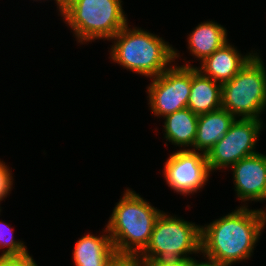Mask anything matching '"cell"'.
<instances>
[{
  "mask_svg": "<svg viewBox=\"0 0 266 266\" xmlns=\"http://www.w3.org/2000/svg\"><path fill=\"white\" fill-rule=\"evenodd\" d=\"M124 190L105 226L117 255L137 257L149 244L155 221L163 210L135 190Z\"/></svg>",
  "mask_w": 266,
  "mask_h": 266,
  "instance_id": "obj_3",
  "label": "cell"
},
{
  "mask_svg": "<svg viewBox=\"0 0 266 266\" xmlns=\"http://www.w3.org/2000/svg\"><path fill=\"white\" fill-rule=\"evenodd\" d=\"M162 171L168 187L182 196L200 192L212 173L206 154L191 149L173 151Z\"/></svg>",
  "mask_w": 266,
  "mask_h": 266,
  "instance_id": "obj_9",
  "label": "cell"
},
{
  "mask_svg": "<svg viewBox=\"0 0 266 266\" xmlns=\"http://www.w3.org/2000/svg\"><path fill=\"white\" fill-rule=\"evenodd\" d=\"M205 261H198L196 258H192V266H222L214 261L204 258Z\"/></svg>",
  "mask_w": 266,
  "mask_h": 266,
  "instance_id": "obj_22",
  "label": "cell"
},
{
  "mask_svg": "<svg viewBox=\"0 0 266 266\" xmlns=\"http://www.w3.org/2000/svg\"><path fill=\"white\" fill-rule=\"evenodd\" d=\"M230 168L235 196L241 204L244 202L241 207H248V201L261 202L266 190V154L259 152L243 158Z\"/></svg>",
  "mask_w": 266,
  "mask_h": 266,
  "instance_id": "obj_10",
  "label": "cell"
},
{
  "mask_svg": "<svg viewBox=\"0 0 266 266\" xmlns=\"http://www.w3.org/2000/svg\"><path fill=\"white\" fill-rule=\"evenodd\" d=\"M222 84L204 76L196 66H191V90L187 104L196 115H202L222 107Z\"/></svg>",
  "mask_w": 266,
  "mask_h": 266,
  "instance_id": "obj_13",
  "label": "cell"
},
{
  "mask_svg": "<svg viewBox=\"0 0 266 266\" xmlns=\"http://www.w3.org/2000/svg\"><path fill=\"white\" fill-rule=\"evenodd\" d=\"M254 54L255 50H251L243 55L236 46L226 42L212 55L199 62L200 66L196 68L204 76L223 84L230 81Z\"/></svg>",
  "mask_w": 266,
  "mask_h": 266,
  "instance_id": "obj_11",
  "label": "cell"
},
{
  "mask_svg": "<svg viewBox=\"0 0 266 266\" xmlns=\"http://www.w3.org/2000/svg\"><path fill=\"white\" fill-rule=\"evenodd\" d=\"M102 235L84 234L75 242L73 263L75 266H107L117 253L107 227Z\"/></svg>",
  "mask_w": 266,
  "mask_h": 266,
  "instance_id": "obj_12",
  "label": "cell"
},
{
  "mask_svg": "<svg viewBox=\"0 0 266 266\" xmlns=\"http://www.w3.org/2000/svg\"><path fill=\"white\" fill-rule=\"evenodd\" d=\"M260 52L228 82L222 84V108L235 118L259 119L266 110V67Z\"/></svg>",
  "mask_w": 266,
  "mask_h": 266,
  "instance_id": "obj_6",
  "label": "cell"
},
{
  "mask_svg": "<svg viewBox=\"0 0 266 266\" xmlns=\"http://www.w3.org/2000/svg\"><path fill=\"white\" fill-rule=\"evenodd\" d=\"M122 0H66L59 11L77 43L110 41L127 23Z\"/></svg>",
  "mask_w": 266,
  "mask_h": 266,
  "instance_id": "obj_4",
  "label": "cell"
},
{
  "mask_svg": "<svg viewBox=\"0 0 266 266\" xmlns=\"http://www.w3.org/2000/svg\"><path fill=\"white\" fill-rule=\"evenodd\" d=\"M109 59L138 75L155 78L179 59L180 53L169 42L128 23L110 40Z\"/></svg>",
  "mask_w": 266,
  "mask_h": 266,
  "instance_id": "obj_2",
  "label": "cell"
},
{
  "mask_svg": "<svg viewBox=\"0 0 266 266\" xmlns=\"http://www.w3.org/2000/svg\"><path fill=\"white\" fill-rule=\"evenodd\" d=\"M139 266H192V258H183L174 264H139Z\"/></svg>",
  "mask_w": 266,
  "mask_h": 266,
  "instance_id": "obj_21",
  "label": "cell"
},
{
  "mask_svg": "<svg viewBox=\"0 0 266 266\" xmlns=\"http://www.w3.org/2000/svg\"><path fill=\"white\" fill-rule=\"evenodd\" d=\"M107 266H139L136 257L117 255Z\"/></svg>",
  "mask_w": 266,
  "mask_h": 266,
  "instance_id": "obj_20",
  "label": "cell"
},
{
  "mask_svg": "<svg viewBox=\"0 0 266 266\" xmlns=\"http://www.w3.org/2000/svg\"><path fill=\"white\" fill-rule=\"evenodd\" d=\"M0 266H38L27 251L20 255H1Z\"/></svg>",
  "mask_w": 266,
  "mask_h": 266,
  "instance_id": "obj_19",
  "label": "cell"
},
{
  "mask_svg": "<svg viewBox=\"0 0 266 266\" xmlns=\"http://www.w3.org/2000/svg\"><path fill=\"white\" fill-rule=\"evenodd\" d=\"M33 1H35V0H33ZM36 1H39V0H36ZM40 1L42 2V0H40ZM44 1H46V0H44ZM54 1H55L54 3H56V5H57V10L59 12L61 10V8L64 6L66 0H54Z\"/></svg>",
  "mask_w": 266,
  "mask_h": 266,
  "instance_id": "obj_23",
  "label": "cell"
},
{
  "mask_svg": "<svg viewBox=\"0 0 266 266\" xmlns=\"http://www.w3.org/2000/svg\"><path fill=\"white\" fill-rule=\"evenodd\" d=\"M227 35V29L221 24L213 20L201 22L187 36L189 54H192L191 56L197 61L202 62L226 42H229Z\"/></svg>",
  "mask_w": 266,
  "mask_h": 266,
  "instance_id": "obj_14",
  "label": "cell"
},
{
  "mask_svg": "<svg viewBox=\"0 0 266 266\" xmlns=\"http://www.w3.org/2000/svg\"><path fill=\"white\" fill-rule=\"evenodd\" d=\"M264 200H266V190L265 193L263 195V198L261 199V202H264ZM258 211L262 212L264 215H266V208L263 210L262 208L257 209Z\"/></svg>",
  "mask_w": 266,
  "mask_h": 266,
  "instance_id": "obj_24",
  "label": "cell"
},
{
  "mask_svg": "<svg viewBox=\"0 0 266 266\" xmlns=\"http://www.w3.org/2000/svg\"><path fill=\"white\" fill-rule=\"evenodd\" d=\"M12 170L7 166L6 163L0 159V204L1 201L7 198L10 195L13 187V174L11 173ZM2 207L0 206V209Z\"/></svg>",
  "mask_w": 266,
  "mask_h": 266,
  "instance_id": "obj_18",
  "label": "cell"
},
{
  "mask_svg": "<svg viewBox=\"0 0 266 266\" xmlns=\"http://www.w3.org/2000/svg\"><path fill=\"white\" fill-rule=\"evenodd\" d=\"M0 209V213H1ZM13 228L8 223L0 220V250L1 255H20L27 252L25 242L15 239ZM6 248V249H4Z\"/></svg>",
  "mask_w": 266,
  "mask_h": 266,
  "instance_id": "obj_17",
  "label": "cell"
},
{
  "mask_svg": "<svg viewBox=\"0 0 266 266\" xmlns=\"http://www.w3.org/2000/svg\"><path fill=\"white\" fill-rule=\"evenodd\" d=\"M235 117L226 109L198 115L197 133L193 150L207 154L218 140L229 130Z\"/></svg>",
  "mask_w": 266,
  "mask_h": 266,
  "instance_id": "obj_15",
  "label": "cell"
},
{
  "mask_svg": "<svg viewBox=\"0 0 266 266\" xmlns=\"http://www.w3.org/2000/svg\"><path fill=\"white\" fill-rule=\"evenodd\" d=\"M266 215L239 206L209 224L201 225V253L222 266L251 260L254 248L266 228Z\"/></svg>",
  "mask_w": 266,
  "mask_h": 266,
  "instance_id": "obj_1",
  "label": "cell"
},
{
  "mask_svg": "<svg viewBox=\"0 0 266 266\" xmlns=\"http://www.w3.org/2000/svg\"><path fill=\"white\" fill-rule=\"evenodd\" d=\"M201 225L161 212L149 244L136 257L138 264H174L201 253Z\"/></svg>",
  "mask_w": 266,
  "mask_h": 266,
  "instance_id": "obj_5",
  "label": "cell"
},
{
  "mask_svg": "<svg viewBox=\"0 0 266 266\" xmlns=\"http://www.w3.org/2000/svg\"><path fill=\"white\" fill-rule=\"evenodd\" d=\"M187 62L184 65L174 62L162 74L152 78L146 87L148 106L155 117L163 118L187 108L191 90V66H195Z\"/></svg>",
  "mask_w": 266,
  "mask_h": 266,
  "instance_id": "obj_8",
  "label": "cell"
},
{
  "mask_svg": "<svg viewBox=\"0 0 266 266\" xmlns=\"http://www.w3.org/2000/svg\"><path fill=\"white\" fill-rule=\"evenodd\" d=\"M164 119V139L180 150L191 149L197 133L198 115L189 108L168 114Z\"/></svg>",
  "mask_w": 266,
  "mask_h": 266,
  "instance_id": "obj_16",
  "label": "cell"
},
{
  "mask_svg": "<svg viewBox=\"0 0 266 266\" xmlns=\"http://www.w3.org/2000/svg\"><path fill=\"white\" fill-rule=\"evenodd\" d=\"M264 125L263 120L236 118L206 154L210 171L228 169L241 159L259 153L255 149Z\"/></svg>",
  "mask_w": 266,
  "mask_h": 266,
  "instance_id": "obj_7",
  "label": "cell"
}]
</instances>
